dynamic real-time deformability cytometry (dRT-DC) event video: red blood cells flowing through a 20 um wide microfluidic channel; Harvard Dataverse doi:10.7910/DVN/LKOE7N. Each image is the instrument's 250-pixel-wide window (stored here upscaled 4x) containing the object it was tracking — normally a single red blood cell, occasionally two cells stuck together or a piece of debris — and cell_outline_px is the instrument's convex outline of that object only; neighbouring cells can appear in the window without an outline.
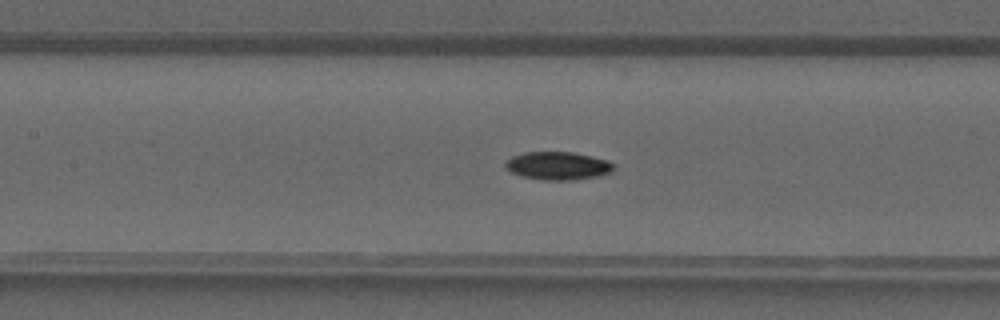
{"species": "common noctule bat (a hibernating species)", "species_latin": "Nyctalus noctula", "temperature_condition": "warm", "stored_images_in_passage": 41, "camera_frame_rate_fps": 3000, "um_per_image_px": 0.085, "animal": {"sex": "male", "forearm_length_mm": 52.5}, "frame": {"image": 1, "passage_image": 19, "time_ms": 6.0, "image_size_px": [1000, 320], "cell_outline_px": [[616, 164], [612, 172], [596, 176], [572, 180], [544, 180], [520, 176], [504, 168], [504, 164], [512, 156], [524, 152], [572, 152], [592, 156], [608, 160]], "centroid_in_image_um": [47.42, 14.09], "position_along_channel_um": 160.0, "area_um2": 17.8}}
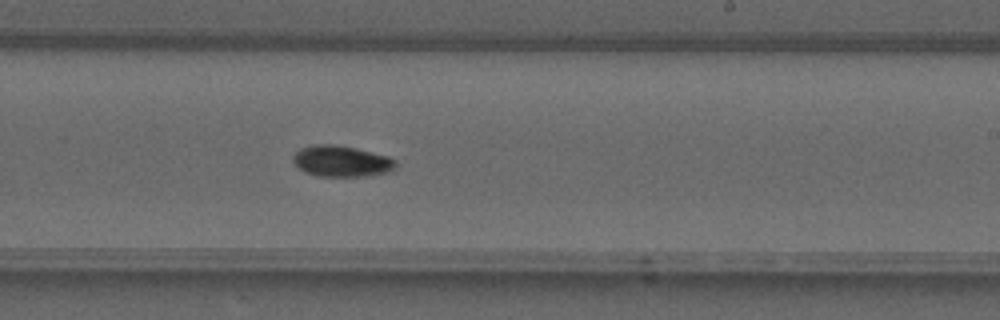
{"frame": {"image": 2, "passage_image": 25, "time_ms": 8.0, "image_size_px": [1000, 320], "cell_outline_px": [[396, 168], [388, 172], [368, 176], [316, 176], [304, 172], [292, 160], [292, 156], [300, 148], [316, 144], [336, 144], [356, 148], [388, 156], [396, 160]], "centroid_in_image_um": [29.03, 13.7], "position_along_channel_um": 260.0, "area_um2": 18.73}}
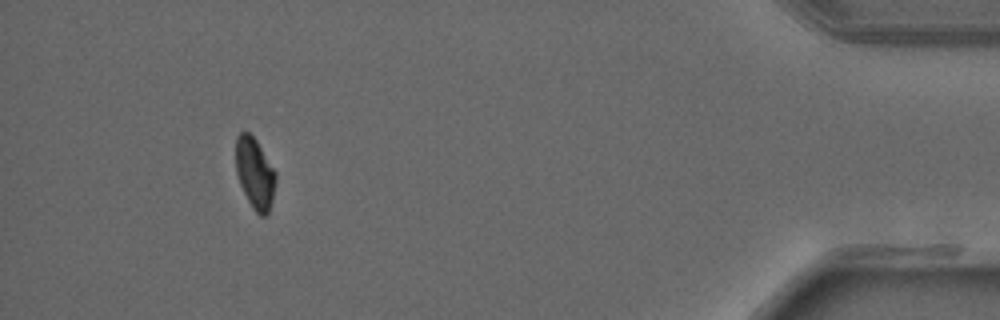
{"frame": {"image": 3, "passage_image": 38, "time_ms": 12.333, "image_size_px": [1000, 320], "cell_outline_px": [[276, 180], [272, 200], [268, 212], [264, 216], [260, 216], [252, 208], [240, 184], [236, 172], [236, 136], [240, 132], [248, 132], [256, 140], [276, 172]], "centroid_in_image_um": [21.66, 14.73], "position_along_channel_um": 413.5, "area_um2": 16.36}}